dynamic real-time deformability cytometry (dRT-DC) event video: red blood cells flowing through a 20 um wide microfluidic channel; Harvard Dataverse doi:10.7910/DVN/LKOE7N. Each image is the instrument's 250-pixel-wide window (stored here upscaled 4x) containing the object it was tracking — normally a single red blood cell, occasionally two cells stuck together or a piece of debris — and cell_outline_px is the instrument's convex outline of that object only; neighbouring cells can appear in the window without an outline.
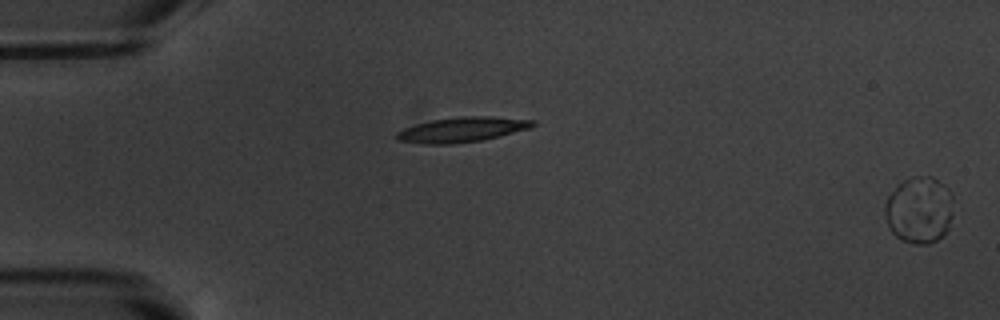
{"species": "common noctule bat (a hibernating species)", "species_latin": "Nyctalus noctula", "temperature_condition": "warm", "stored_images_in_passage": 4, "segment_of_instrument_passage": [2, 2], "camera_frame_rate_fps": 3000, "um_per_image_px": 0.085, "animal": {"sex": "male", "body_mass_g": 20.1, "forearm_length_mm": 53.5}, "frame": {"image": 1, "passage_image": 4, "time_ms": 3.667, "image_size_px": [1000, 320], "cell_outline_px": [[952, 216], [948, 228], [936, 240], [928, 244], [916, 244], [900, 240], [892, 232], [888, 224], [884, 212], [884, 204], [888, 196], [904, 180], [912, 176], [932, 176], [944, 184], [948, 188], [952, 196]], "centroid_in_image_um": [78.13, 17.84], "position_along_channel_um": 6.9, "area_um2": 26.59}}